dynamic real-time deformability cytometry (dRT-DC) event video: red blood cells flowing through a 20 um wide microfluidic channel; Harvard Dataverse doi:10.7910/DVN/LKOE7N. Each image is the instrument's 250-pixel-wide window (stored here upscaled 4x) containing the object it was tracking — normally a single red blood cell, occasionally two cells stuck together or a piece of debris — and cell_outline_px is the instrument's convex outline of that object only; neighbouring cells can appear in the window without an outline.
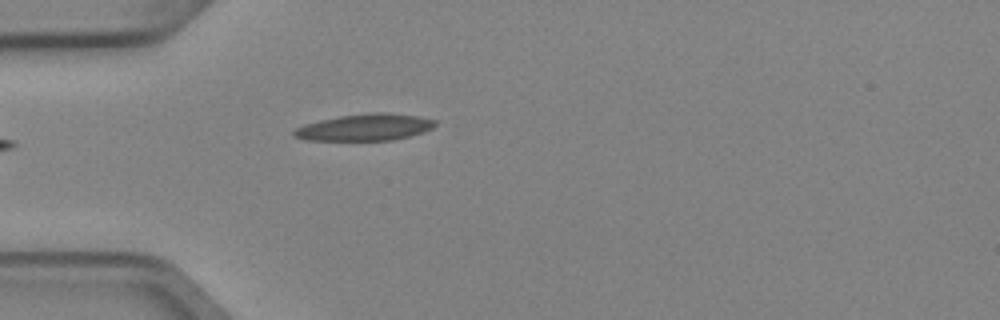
{"species": "Egyptian fruit bat (a non-hibernating species)", "species_latin": "Rousettus aegyptiacus", "temperature_condition": "cold", "stored_images_in_passage": 5, "camera_frame_rate_fps": 3000, "um_per_image_px": 0.085, "animal": {"sex": "female"}, "frame": {"image": 1, "passage_image": 5, "time_ms": 1.333, "image_size_px": [1000, 320], "cell_outline_px": [[436, 124], [432, 128], [424, 132], [392, 140], [304, 140], [292, 136], [292, 132], [296, 128], [304, 124], [320, 120], [340, 116], [368, 112], [388, 112], [416, 116], [436, 120]], "centroid_in_image_um": [30.99, 10.81], "position_along_channel_um": 54.0, "area_um2": 22.02}}